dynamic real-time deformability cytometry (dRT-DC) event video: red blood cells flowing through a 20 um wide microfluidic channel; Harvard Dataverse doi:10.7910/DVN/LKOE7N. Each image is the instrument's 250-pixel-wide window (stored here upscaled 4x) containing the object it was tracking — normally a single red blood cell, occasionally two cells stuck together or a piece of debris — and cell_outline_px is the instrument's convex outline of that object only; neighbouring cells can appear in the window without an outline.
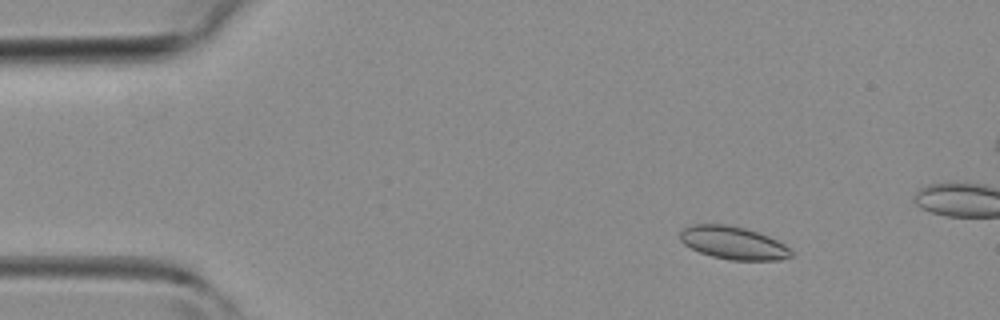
{"species": "common noctule bat (a hibernating species)", "species_latin": "Nyctalus noctula", "temperature_condition": "room temperature", "stored_images_in_passage": 13, "camera_frame_rate_fps": 3000, "um_per_image_px": 0.085, "animal": {"sex": "female", "body_mass_g": 19.3, "forearm_length_mm": 54.1}, "frame": {"image": 1, "passage_image": 6, "time_ms": 1.667, "image_size_px": [1000, 320], "cell_outline_px": [[792, 256], [780, 260], [732, 260], [712, 256], [700, 252], [684, 244], [680, 240], [680, 232], [684, 228], [692, 224], [728, 224], [760, 232], [784, 244], [792, 252]], "centroid_in_image_um": [62.32, 20.63], "position_along_channel_um": 22.7, "area_um2": 21.21}}